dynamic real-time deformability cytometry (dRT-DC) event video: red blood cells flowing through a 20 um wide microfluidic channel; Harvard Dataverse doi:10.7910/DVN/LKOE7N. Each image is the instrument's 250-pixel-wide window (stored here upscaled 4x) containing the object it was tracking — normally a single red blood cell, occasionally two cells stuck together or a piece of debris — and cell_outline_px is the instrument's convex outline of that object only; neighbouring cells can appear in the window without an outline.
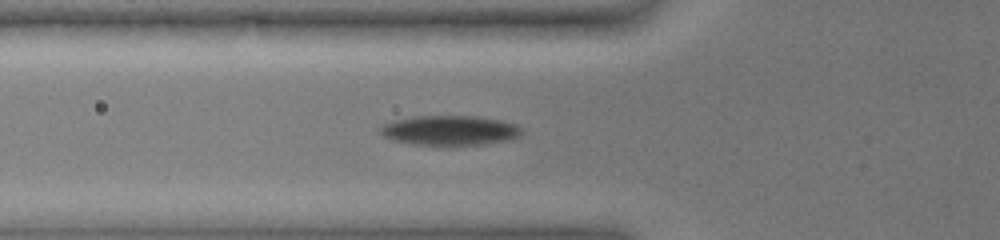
{"species": "common noctule bat (a hibernating species)", "species_latin": "Nyctalus noctula", "temperature_condition": "warm", "stored_images_in_passage": 58, "camera_frame_rate_fps": 3000, "um_per_image_px": 0.085, "animal": {"sex": "female", "body_mass_g": 19.0, "forearm_length_mm": 51.5}, "frame": {"image": 1, "passage_image": 22, "time_ms": 7.0, "image_size_px": [1000, 240], "cell_outline_px": [[524, 132], [520, 136], [508, 140], [488, 144], [448, 148], [440, 148], [412, 144], [392, 140], [384, 136], [380, 132], [380, 124], [392, 120], [416, 116], [476, 116], [504, 120], [516, 124], [524, 128]], "centroid_in_image_um": [38.26, 11.12], "position_along_channel_um": 87.5, "area_um2": 25.95}}
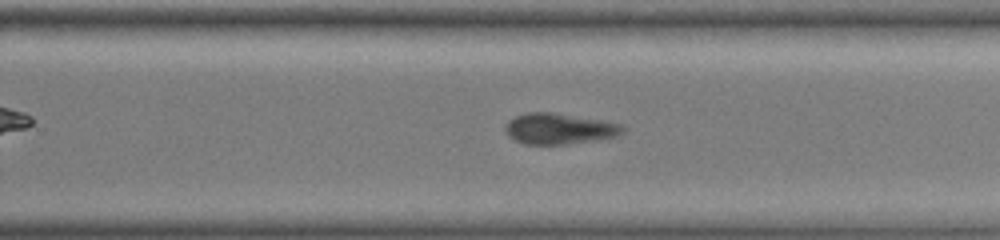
{"frame": {"image": 2, "passage_image": 39, "time_ms": 12.667, "image_size_px": [1000, 240], "cell_outline_px": [[624, 132], [616, 136], [600, 140], [564, 144], [524, 144], [508, 136], [504, 128], [508, 120], [516, 116], [528, 112], [552, 112], [600, 120], [620, 124], [624, 128]], "centroid_in_image_um": [47.51, 10.94], "position_along_channel_um": 282.3, "area_um2": 21.04}}
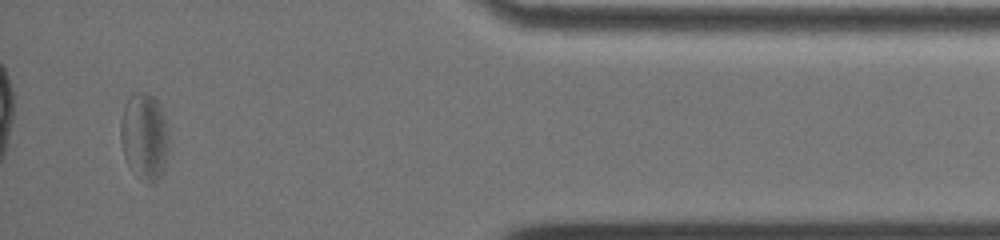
{"frame": {"image": 3, "passage_image": 54, "time_ms": 17.667, "image_size_px": [1000, 240], "cell_outline_px": [[168, 152], [164, 172], [152, 184], [148, 184], [128, 164], [124, 156], [120, 140], [120, 120], [124, 104], [128, 96], [132, 92], [144, 92], [152, 96], [156, 100], [168, 124]], "centroid_in_image_um": [12.27, 11.57], "position_along_channel_um": 422.9, "area_um2": 24.68}}